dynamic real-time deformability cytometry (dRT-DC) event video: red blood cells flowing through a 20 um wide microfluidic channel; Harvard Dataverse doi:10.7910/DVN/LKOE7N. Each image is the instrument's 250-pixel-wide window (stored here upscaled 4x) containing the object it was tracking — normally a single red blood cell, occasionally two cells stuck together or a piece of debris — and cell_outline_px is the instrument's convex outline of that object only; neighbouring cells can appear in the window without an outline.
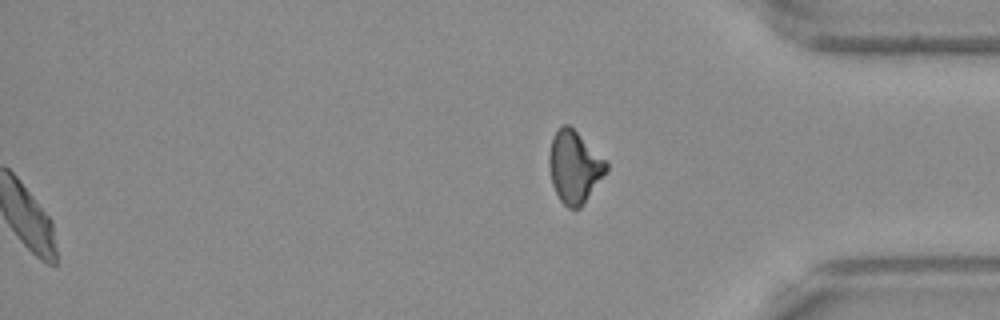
{"species": "Egyptian fruit bat (a non-hibernating species)", "species_latin": "Rousettus aegyptiacus", "temperature_condition": "warm", "stored_images_in_passage": 52, "segment_of_instrument_passage": [2, 2], "camera_frame_rate_fps": 3000, "um_per_image_px": 0.085, "frame": {"image": 1, "passage_image": 52, "time_ms": 17.0, "image_size_px": [1000, 320], "cell_outline_px": [[608, 168], [580, 208], [568, 208], [560, 200], [552, 184], [548, 164], [548, 156], [552, 136], [564, 124], [568, 124], [608, 160]], "centroid_in_image_um": [48.81, 14.16], "position_along_channel_um": 386.4, "area_um2": 23.87}}